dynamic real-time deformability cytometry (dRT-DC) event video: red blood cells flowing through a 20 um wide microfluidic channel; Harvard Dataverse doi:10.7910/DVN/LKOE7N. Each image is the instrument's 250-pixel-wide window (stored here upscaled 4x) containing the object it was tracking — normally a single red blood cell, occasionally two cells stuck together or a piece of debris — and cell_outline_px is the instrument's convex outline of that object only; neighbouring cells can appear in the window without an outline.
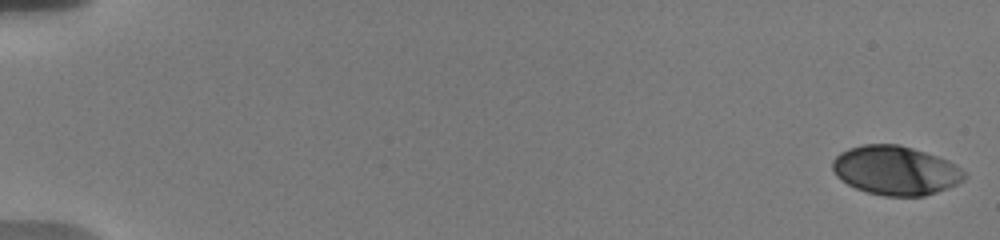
{"species": "human", "species_latin": "Homo sapiens", "temperature_condition": "warm", "stored_images_in_passage": 67, "camera_frame_rate_fps": 3000, "um_per_image_px": 0.085, "donor": {"sex": "male"}, "frame": {"image": 1, "passage_image": 1, "time_ms": 0.0, "image_size_px": [1000, 240], "cell_outline_px": [[968, 176], [964, 180], [956, 184], [936, 192], [924, 196], [884, 196], [868, 192], [856, 188], [840, 180], [836, 176], [832, 168], [832, 160], [840, 152], [848, 148], [864, 144], [900, 144], [948, 160], [956, 164]], "centroid_in_image_um": [76.11, 14.48], "position_along_channel_um": 8.9, "area_um2": 37.74}}
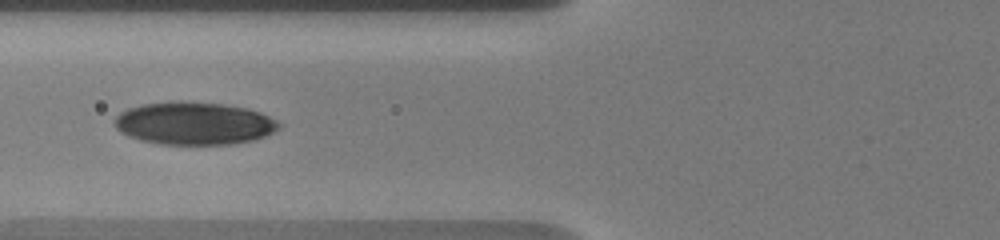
{"frame": {"image": 2, "passage_image": 35, "time_ms": 7.667, "image_size_px": [1000, 240], "cell_outline_px": [[280, 128], [264, 136], [252, 140], [232, 144], [160, 144], [140, 140], [128, 136], [120, 132], [112, 124], [112, 120], [120, 112], [128, 108], [140, 104], [176, 100], [180, 100], [224, 104], [248, 108], [260, 112], [276, 120], [280, 124]], "centroid_in_image_um": [16.44, 10.47], "position_along_channel_um": 109.4, "area_um2": 41.33}}
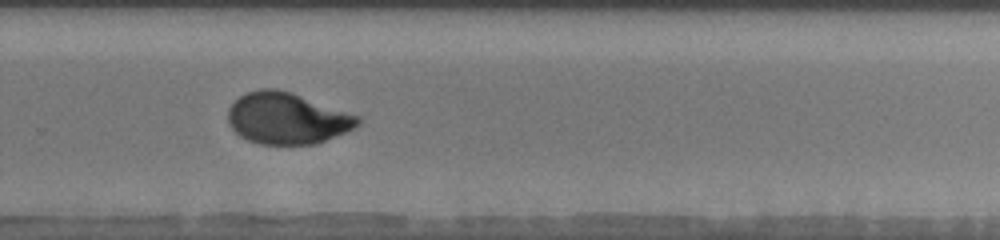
{"frame": {"image": 3, "passage_image": 51, "time_ms": 13.0, "image_size_px": [1000, 240], "cell_outline_px": [[360, 124], [344, 132], [316, 144], [260, 144], [248, 140], [240, 136], [228, 124], [228, 108], [240, 96], [248, 92], [260, 88], [276, 88], [292, 92], [360, 116]], "centroid_in_image_um": [24.38, 10.05], "position_along_channel_um": 305.4, "area_um2": 38.78}, "authors_computed_cell_mechanics": {"area_um2": 38.2058, "velocity_mm_per_s": 3.689, "shape_relaxation_time_tau1_ms": 5.0969, "shape_relaxation_time_tau2_ms": 1.1804, "deformation_change_tau1": 0.1966, "deformation_change_tau2": 0.0501}}